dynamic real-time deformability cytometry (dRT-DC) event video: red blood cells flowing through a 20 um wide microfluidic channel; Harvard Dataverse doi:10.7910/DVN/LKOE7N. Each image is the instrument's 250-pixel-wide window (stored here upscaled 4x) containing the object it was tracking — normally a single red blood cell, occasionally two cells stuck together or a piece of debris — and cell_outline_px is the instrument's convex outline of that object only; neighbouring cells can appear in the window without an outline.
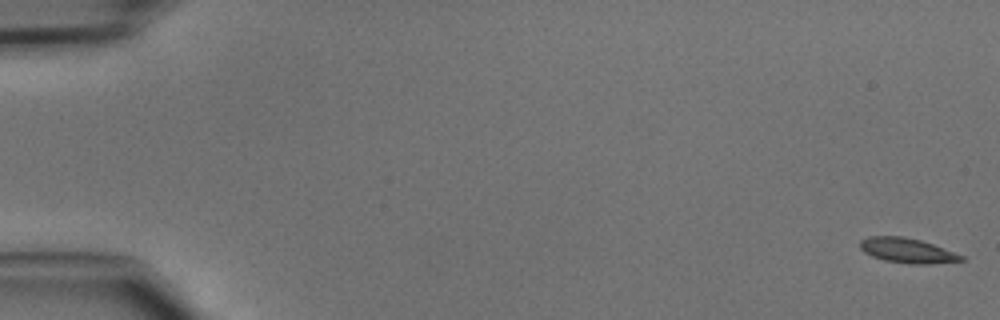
{"species": "common noctule bat (a hibernating species)", "species_latin": "Nyctalus noctula", "temperature_condition": "cold", "stored_images_in_passage": 4, "camera_frame_rate_fps": 3000, "um_per_image_px": 0.085, "animal": {"sex": "male", "body_mass_g": 15.6}, "frame": {"image": 1, "passage_image": 1, "time_ms": 0.0, "image_size_px": [1000, 320], "cell_outline_px": [[964, 260], [924, 264], [912, 264], [884, 260], [872, 256], [864, 252], [860, 248], [860, 240], [868, 236], [904, 236], [920, 240], [932, 244], [964, 256]], "centroid_in_image_um": [77.06, 21.28], "position_along_channel_um": 7.9, "area_um2": 14.45}}